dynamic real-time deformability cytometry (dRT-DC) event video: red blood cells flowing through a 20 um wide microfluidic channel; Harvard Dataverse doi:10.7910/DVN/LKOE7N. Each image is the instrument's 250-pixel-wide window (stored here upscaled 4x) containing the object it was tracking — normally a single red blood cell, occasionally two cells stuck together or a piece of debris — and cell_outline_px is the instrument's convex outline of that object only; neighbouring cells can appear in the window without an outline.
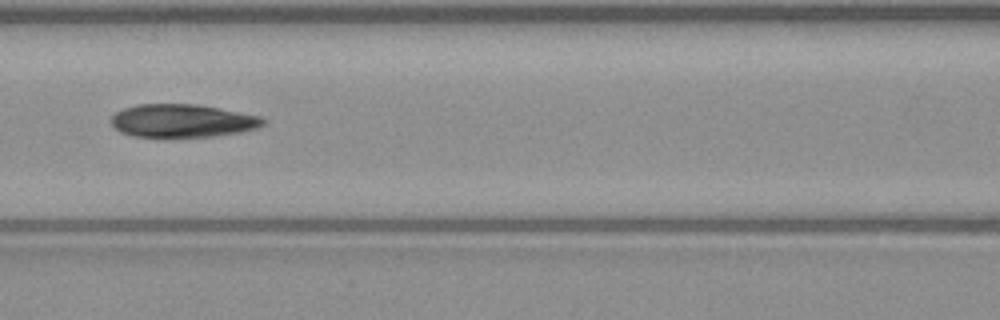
{"species": "common noctule bat (a hibernating species)", "species_latin": "Nyctalus noctula", "temperature_condition": "warm", "stored_images_in_passage": 50, "camera_frame_rate_fps": 3000, "um_per_image_px": 0.085, "animal": {"sex": "male", "body_mass_g": 23.1, "forearm_length_mm": 52.7}, "frame": {"image": 1, "passage_image": 22, "time_ms": 7.0, "image_size_px": [1000, 320], "cell_outline_px": [[264, 124], [256, 128], [240, 132], [212, 136], [132, 136], [120, 132], [112, 124], [112, 116], [116, 112], [124, 108], [136, 104], [200, 104], [260, 116], [264, 120]], "centroid_in_image_um": [15.49, 10.25], "position_along_channel_um": 151.1, "area_um2": 29.02}}
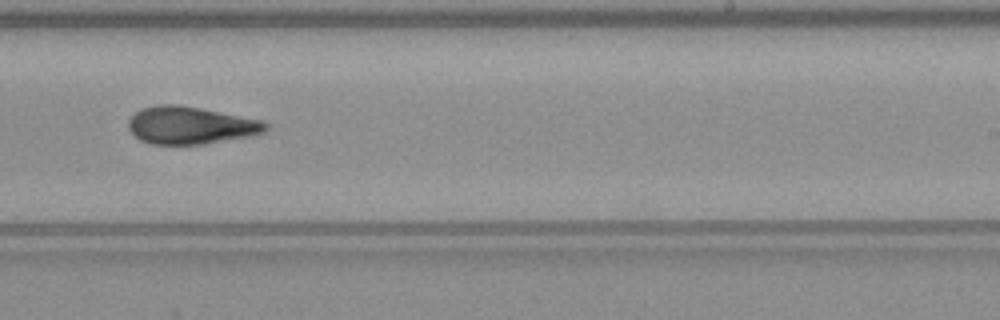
{"frame": {"image": 2, "passage_image": 31, "time_ms": 10.0, "image_size_px": [1000, 320], "cell_outline_px": [[268, 132], [252, 136], [204, 144], [152, 144], [140, 140], [128, 128], [128, 120], [140, 108], [156, 104], [176, 104], [200, 108], [264, 120], [268, 124]], "centroid_in_image_um": [16.24, 10.65], "position_along_channel_um": 272.8, "area_um2": 30.29}}
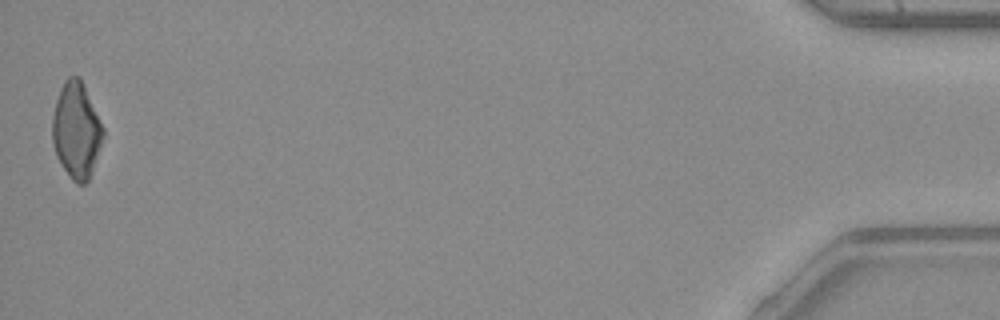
{"frame": {"image": 3, "passage_image": 50, "time_ms": 16.333, "image_size_px": [1000, 320], "cell_outline_px": [[104, 136], [92, 172], [88, 180], [84, 184], [76, 184], [72, 180], [56, 156], [52, 144], [52, 116], [56, 100], [60, 88], [64, 80], [68, 76], [76, 76], [80, 80], [104, 128]], "centroid_in_image_um": [6.47, 11.11], "position_along_channel_um": 428.7, "area_um2": 28.15}, "authors_computed_cell_mechanics": {"area_um2": 29.4491, "velocity_mm_per_s": 4.0634, "shape_relaxation_time_tau1_ms": 5.9494, "shape_relaxation_time_tau2_ms": 3.23, "deformation_change_tau1": 0.1881, "deformation_change_tau2": 0.1065}}